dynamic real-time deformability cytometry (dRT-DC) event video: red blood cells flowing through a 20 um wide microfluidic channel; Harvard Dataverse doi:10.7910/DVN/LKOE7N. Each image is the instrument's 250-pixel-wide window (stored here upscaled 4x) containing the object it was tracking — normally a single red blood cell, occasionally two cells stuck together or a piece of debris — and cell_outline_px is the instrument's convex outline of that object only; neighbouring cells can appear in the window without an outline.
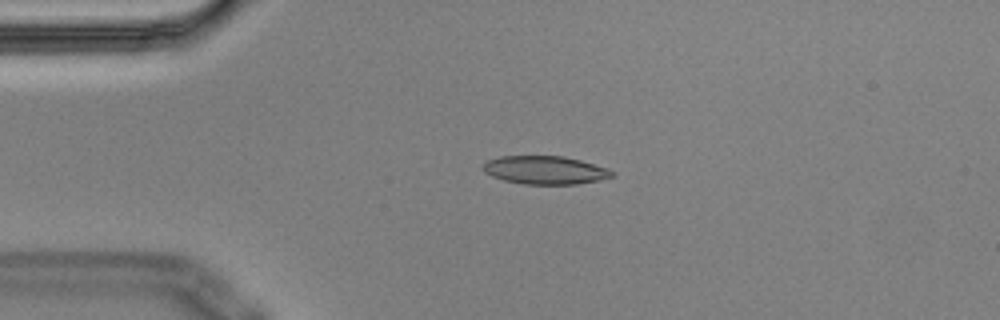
{"species": "Egyptian fruit bat (a non-hibernating species)", "species_latin": "Rousettus aegyptiacus", "temperature_condition": "cold", "stored_images_in_passage": 5, "camera_frame_rate_fps": 3000, "um_per_image_px": 0.085, "animal": {"sex": "male"}, "frame": {"image": 1, "passage_image": 4, "time_ms": 1.0, "image_size_px": [1000, 320], "cell_outline_px": [[616, 176], [600, 180], [576, 184], [524, 184], [504, 180], [492, 176], [484, 172], [480, 168], [488, 160], [500, 156], [564, 156], [580, 160], [608, 168], [616, 172]], "centroid_in_image_um": [46.36, 14.46], "position_along_channel_um": 38.6, "area_um2": 21.39}}